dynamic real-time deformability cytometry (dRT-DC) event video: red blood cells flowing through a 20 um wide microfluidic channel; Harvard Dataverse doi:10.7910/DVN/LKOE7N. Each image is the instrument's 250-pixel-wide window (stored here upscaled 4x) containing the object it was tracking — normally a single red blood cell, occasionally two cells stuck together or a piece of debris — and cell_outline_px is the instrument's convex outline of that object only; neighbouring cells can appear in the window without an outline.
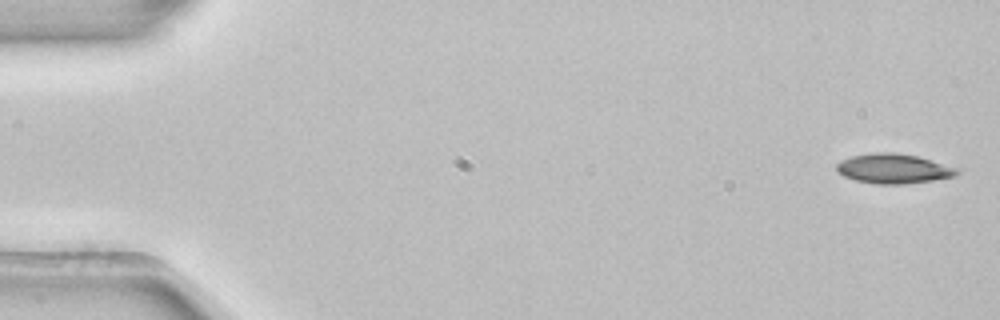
{"species": "common noctule bat (a hibernating species)", "species_latin": "Nyctalus noctula", "temperature_condition": "room temperature", "stored_images_in_passage": 4, "camera_frame_rate_fps": 3000, "um_per_image_px": 0.085, "animal": {"sex": "female", "body_mass_g": 22.7, "forearm_length_mm": 54.2}, "frame": {"image": 1, "passage_image": 1, "time_ms": 0.0, "image_size_px": [1000, 320], "cell_outline_px": [[960, 172], [956, 176], [932, 180], [904, 184], [876, 184], [856, 180], [844, 176], [836, 172], [836, 164], [840, 160], [852, 156], [872, 152], [896, 152], [920, 156], [960, 168]], "centroid_in_image_um": [75.97, 14.32], "position_along_channel_um": 9.0, "area_um2": 21.21}}
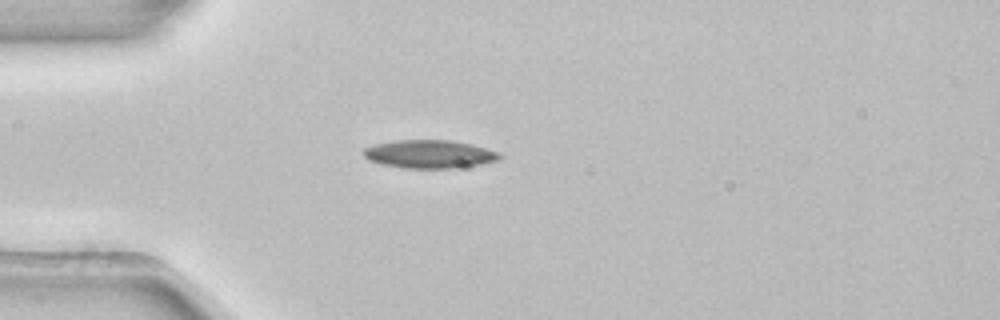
{"frame": {"image": 2, "passage_image": 4, "time_ms": 1.0, "image_size_px": [1000, 320], "cell_outline_px": [[504, 156], [496, 160], [480, 164], [456, 168], [404, 168], [380, 164], [368, 160], [364, 156], [364, 148], [376, 144], [396, 140], [452, 140], [472, 144], [500, 152]], "centroid_in_image_um": [36.52, 13.1], "position_along_channel_um": 48.5, "area_um2": 22.43}}